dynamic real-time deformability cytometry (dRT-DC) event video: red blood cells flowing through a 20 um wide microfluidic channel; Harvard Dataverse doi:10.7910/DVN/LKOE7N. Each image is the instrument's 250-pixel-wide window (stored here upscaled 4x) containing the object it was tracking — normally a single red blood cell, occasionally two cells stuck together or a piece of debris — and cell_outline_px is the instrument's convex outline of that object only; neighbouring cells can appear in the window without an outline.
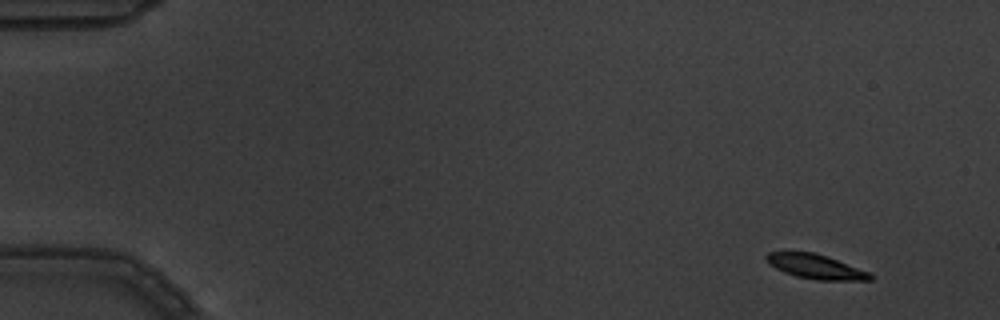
{"species": "common noctule bat (a hibernating species)", "species_latin": "Nyctalus noctula", "temperature_condition": "warm", "stored_images_in_passage": 6, "camera_frame_rate_fps": 3000, "um_per_image_px": 0.085, "animal": {"sex": "male", "body_mass_g": 19.5, "forearm_length_mm": 54.6}, "frame": {"image": 1, "passage_image": 1, "time_ms": 0.0, "image_size_px": [1000, 320], "cell_outline_px": [[872, 280], [816, 280], [796, 276], [784, 272], [768, 264], [764, 256], [768, 252], [816, 252], [828, 256], [868, 272], [872, 276]], "centroid_in_image_um": [69.29, 22.65], "position_along_channel_um": 15.7, "area_um2": 14.74}}